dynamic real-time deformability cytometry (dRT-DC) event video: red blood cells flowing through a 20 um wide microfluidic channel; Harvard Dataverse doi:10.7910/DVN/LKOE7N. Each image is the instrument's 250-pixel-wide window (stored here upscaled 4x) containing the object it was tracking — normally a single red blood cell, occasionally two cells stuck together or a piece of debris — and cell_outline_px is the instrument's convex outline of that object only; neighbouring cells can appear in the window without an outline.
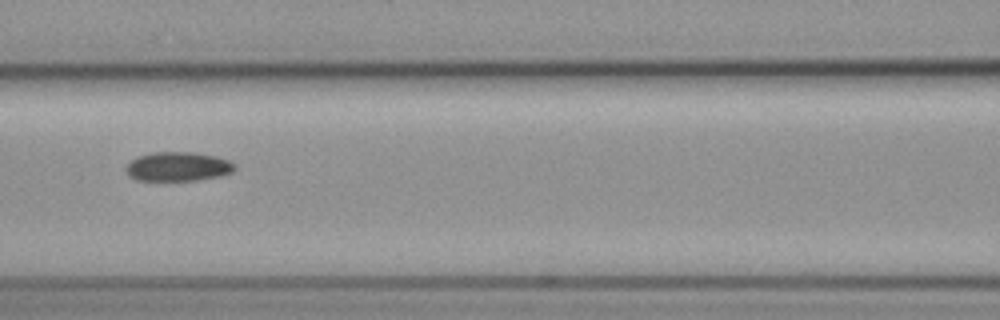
{"species": "common noctule bat (a hibernating species)", "species_latin": "Nyctalus noctula", "temperature_condition": "cold", "stored_images_in_passage": 8, "camera_frame_rate_fps": 3000, "um_per_image_px": 0.085, "animal": {"sex": "female", "body_mass_g": 19.3, "forearm_length_mm": 54.1}, "frame": {"image": 1, "passage_image": 7, "time_ms": 7.667, "image_size_px": [1000, 320], "cell_outline_px": [[236, 168], [232, 172], [220, 176], [196, 180], [136, 180], [128, 176], [124, 168], [136, 156], [152, 152], [196, 152], [216, 156], [228, 160], [236, 164]], "centroid_in_image_um": [15.12, 14.15], "position_along_channel_um": 151.5, "area_um2": 18.67}}
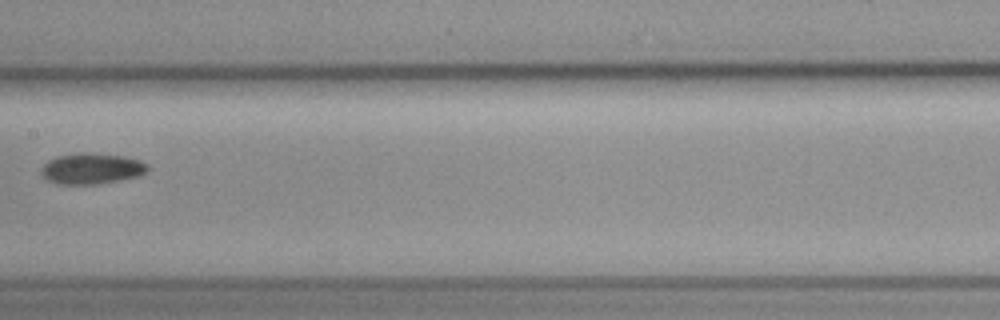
{"frame": {"image": 2, "passage_image": 8, "time_ms": 9.0, "image_size_px": [1000, 320], "cell_outline_px": [[148, 168], [140, 176], [96, 184], [60, 184], [48, 180], [40, 172], [40, 168], [48, 160], [56, 156], [80, 152], [96, 152], [124, 156], [140, 160], [148, 164]], "centroid_in_image_um": [7.78, 14.31], "position_along_channel_um": 199.6, "area_um2": 19.31}}